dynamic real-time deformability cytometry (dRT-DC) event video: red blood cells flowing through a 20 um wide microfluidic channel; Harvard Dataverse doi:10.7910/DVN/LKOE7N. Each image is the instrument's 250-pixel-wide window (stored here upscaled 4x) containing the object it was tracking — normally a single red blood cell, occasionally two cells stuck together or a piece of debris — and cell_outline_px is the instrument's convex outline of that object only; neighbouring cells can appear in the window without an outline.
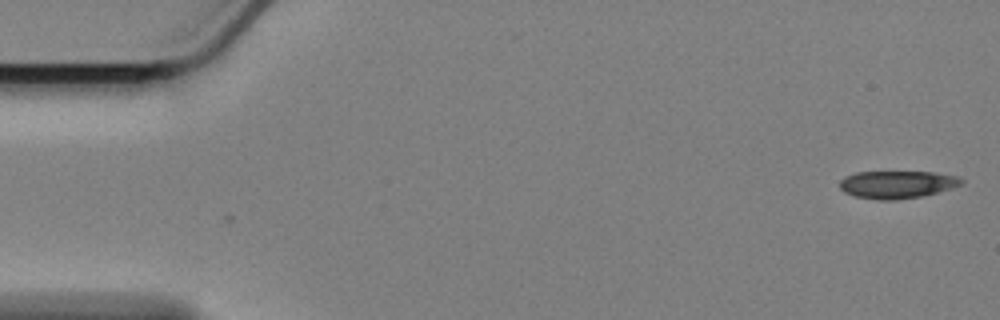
{"species": "Egyptian fruit bat (a non-hibernating species)", "species_latin": "Rousettus aegyptiacus", "temperature_condition": "cold", "stored_images_in_passage": 2, "camera_frame_rate_fps": 3000, "um_per_image_px": 0.085, "animal": {"sex": "female"}, "frame": {"image": 1, "passage_image": 2, "time_ms": 0.333, "image_size_px": [1000, 320], "cell_outline_px": [[964, 184], [936, 192], [920, 196], [896, 200], [876, 200], [852, 196], [844, 192], [840, 188], [840, 180], [844, 176], [856, 172], [932, 172], [960, 176], [964, 180]], "centroid_in_image_um": [76.23, 15.68], "position_along_channel_um": 8.8, "area_um2": 19.71}}